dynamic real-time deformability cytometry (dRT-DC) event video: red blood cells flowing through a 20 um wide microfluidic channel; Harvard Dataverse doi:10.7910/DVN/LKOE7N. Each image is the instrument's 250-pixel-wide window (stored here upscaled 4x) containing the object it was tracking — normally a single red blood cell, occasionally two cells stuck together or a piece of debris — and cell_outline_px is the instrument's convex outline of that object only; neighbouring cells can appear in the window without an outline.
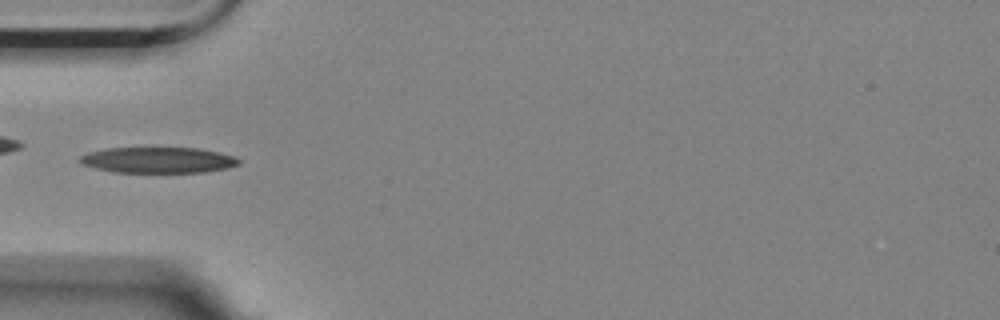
{"species": "Egyptian fruit bat (a non-hibernating species)", "species_latin": "Rousettus aegyptiacus", "temperature_condition": "room temperature", "stored_images_in_passage": 4, "camera_frame_rate_fps": 3000, "um_per_image_px": 0.085, "animal": {"sex": "female"}, "frame": {"image": 1, "passage_image": 4, "time_ms": 1.0, "image_size_px": [1000, 320], "cell_outline_px": [[240, 164], [228, 168], [204, 172], [112, 172], [96, 168], [84, 164], [80, 160], [80, 156], [88, 152], [108, 148], [196, 148], [220, 152], [232, 156], [240, 160]], "centroid_in_image_um": [13.46, 13.6], "position_along_channel_um": 71.5, "area_um2": 23.76}}